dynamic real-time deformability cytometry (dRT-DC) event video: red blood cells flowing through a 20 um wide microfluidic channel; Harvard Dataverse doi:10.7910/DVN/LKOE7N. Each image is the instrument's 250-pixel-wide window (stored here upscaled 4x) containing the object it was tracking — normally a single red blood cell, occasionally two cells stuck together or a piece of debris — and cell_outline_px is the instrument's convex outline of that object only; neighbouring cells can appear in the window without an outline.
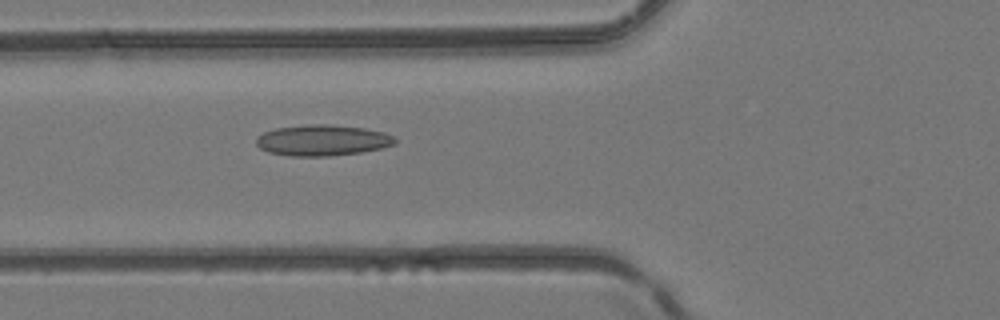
{"species": "common noctule bat (a hibernating species)", "species_latin": "Nyctalus noctula", "temperature_condition": "room temperature", "stored_images_in_passage": 6, "camera_frame_rate_fps": 3000, "um_per_image_px": 0.085, "animal": {"sex": "female", "body_mass_g": 24.6, "forearm_length_mm": 56.2}, "frame": {"image": 1, "passage_image": 6, "time_ms": 1.667, "image_size_px": [1000, 320], "cell_outline_px": [[396, 144], [384, 148], [360, 152], [328, 156], [288, 156], [268, 152], [260, 148], [256, 144], [256, 136], [264, 132], [276, 128], [308, 124], [328, 124], [364, 128], [384, 132], [392, 136], [396, 140]], "centroid_in_image_um": [27.39, 11.92], "position_along_channel_um": 98.4, "area_um2": 25.14}}